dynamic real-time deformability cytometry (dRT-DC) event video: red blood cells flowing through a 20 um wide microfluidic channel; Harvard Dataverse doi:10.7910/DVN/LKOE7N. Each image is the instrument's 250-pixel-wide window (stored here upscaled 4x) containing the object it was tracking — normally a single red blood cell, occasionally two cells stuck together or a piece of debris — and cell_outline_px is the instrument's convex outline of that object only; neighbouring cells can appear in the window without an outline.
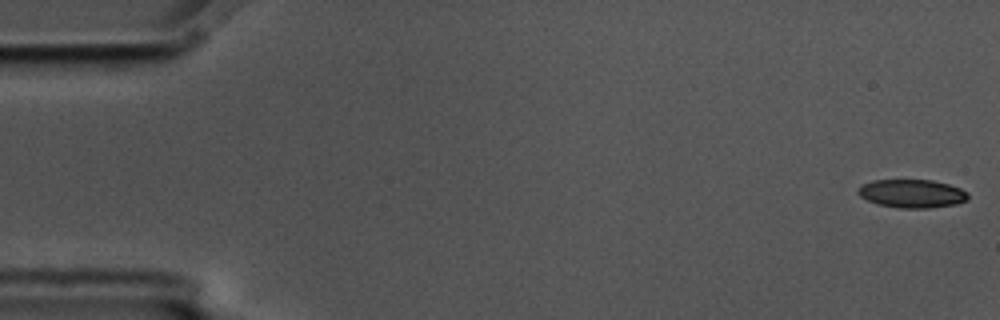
{"species": "common noctule bat (a hibernating species)", "species_latin": "Nyctalus noctula", "temperature_condition": "cold", "stored_images_in_passage": 58, "camera_frame_rate_fps": 3000, "um_per_image_px": 0.085, "animal": {"sex": "male", "body_mass_g": 17.5, "forearm_length_mm": 52.3}, "frame": {"image": 1, "passage_image": 1, "time_ms": 0.0, "image_size_px": [1000, 320], "cell_outline_px": [[968, 200], [956, 204], [928, 208], [900, 208], [876, 204], [860, 196], [856, 192], [860, 184], [872, 180], [932, 180], [948, 184], [960, 188], [968, 192]], "centroid_in_image_um": [77.49, 16.45], "position_along_channel_um": 7.5, "area_um2": 18.32}}
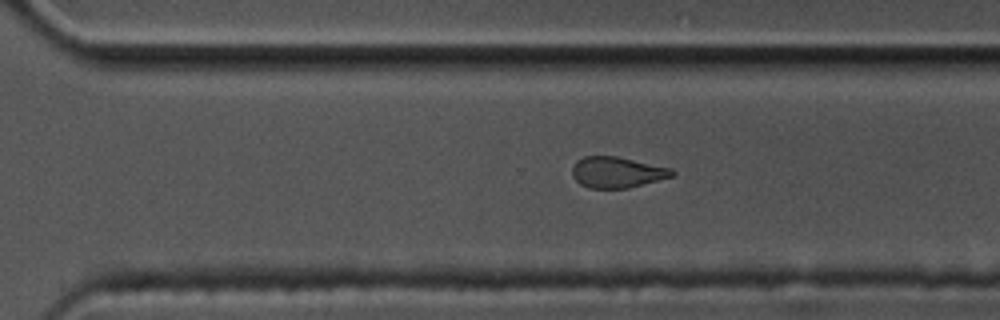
{"frame": {"image": 2, "passage_image": 40, "time_ms": 13.0, "image_size_px": [1000, 320], "cell_outline_px": [[676, 172], [672, 176], [628, 188], [588, 188], [580, 184], [572, 176], [572, 168], [576, 160], [584, 156], [616, 156], [672, 168]], "centroid_in_image_um": [52.42, 14.64], "position_along_channel_um": 318.2, "area_um2": 17.98}}
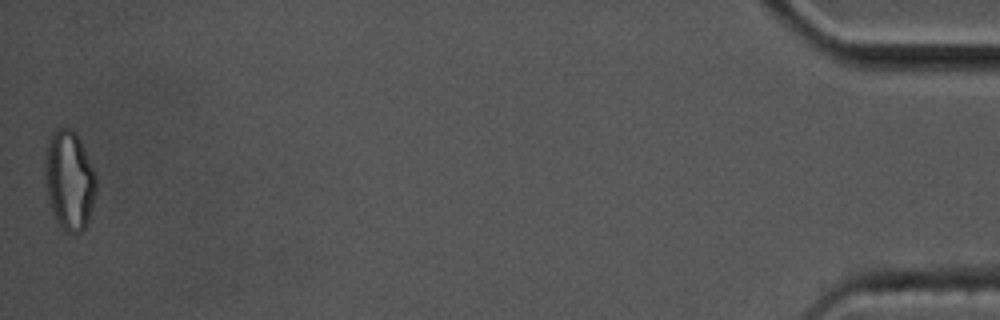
{"frame": {"image": 3, "passage_image": 58, "time_ms": 19.0, "image_size_px": [1000, 320], "cell_outline_px": [[96, 192], [88, 220], [84, 228], [80, 232], [72, 236], [64, 232], [56, 220], [52, 212], [48, 200], [44, 176], [44, 152], [48, 140], [52, 132], [56, 128], [72, 128], [76, 132], [96, 172]], "centroid_in_image_um": [5.87, 15.32], "position_along_channel_um": 429.3, "area_um2": 30.35}, "authors_computed_cell_mechanics": {"area_um2": 19.2185, "velocity_mm_per_s": 3.4499, "shape_relaxation_time_tau1_ms": null, "shape_relaxation_time_tau2_ms": 3.1591, "deformation_change_tau1": null, "deformation_change_tau2": 0.0968}}